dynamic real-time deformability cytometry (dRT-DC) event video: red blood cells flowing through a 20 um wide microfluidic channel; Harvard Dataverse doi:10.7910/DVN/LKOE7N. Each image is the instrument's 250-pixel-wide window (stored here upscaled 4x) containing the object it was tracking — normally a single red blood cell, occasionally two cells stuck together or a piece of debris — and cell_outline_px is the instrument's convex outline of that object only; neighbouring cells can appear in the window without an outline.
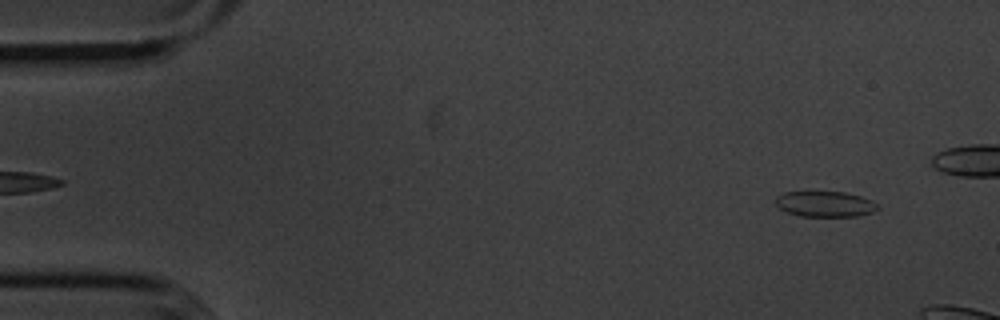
{"species": "common noctule bat (a hibernating species)", "species_latin": "Nyctalus noctula", "temperature_condition": "cold", "stored_images_in_passage": 11, "camera_frame_rate_fps": 3000, "um_per_image_px": 0.085, "animal": {"sex": "male", "body_mass_g": 20.1, "forearm_length_mm": 53.5}, "frame": {"image": 1, "passage_image": 4, "time_ms": 1.0, "image_size_px": [1000, 320], "cell_outline_px": [[880, 208], [872, 212], [856, 216], [800, 216], [788, 212], [780, 208], [776, 204], [776, 196], [784, 192], [808, 188], [844, 192], [860, 196], [872, 200]], "centroid_in_image_um": [70.07, 17.28], "position_along_channel_um": 14.9, "area_um2": 15.95}}